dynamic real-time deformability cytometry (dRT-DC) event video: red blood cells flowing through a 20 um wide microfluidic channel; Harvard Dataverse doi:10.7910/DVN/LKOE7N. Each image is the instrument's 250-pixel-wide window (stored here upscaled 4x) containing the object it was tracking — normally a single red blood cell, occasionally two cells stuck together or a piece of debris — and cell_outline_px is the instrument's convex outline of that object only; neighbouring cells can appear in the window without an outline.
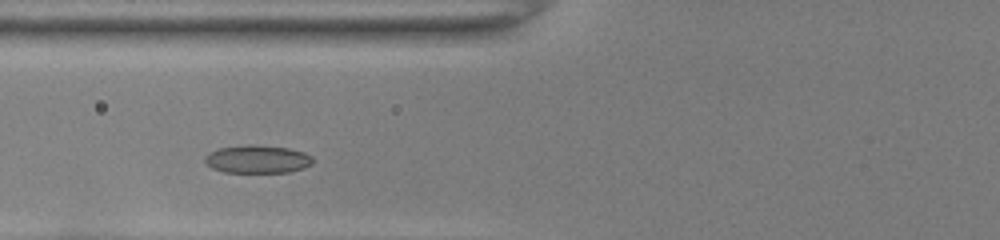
{"species": "common noctule bat (a hibernating species)", "species_latin": "Nyctalus noctula", "temperature_condition": "room temperature", "stored_images_in_passage": 32, "camera_frame_rate_fps": 3000, "um_per_image_px": 0.085, "animal": {"sex": "female", "body_mass_g": 22.0, "forearm_length_mm": 56.7}, "frame": {"image": 1, "passage_image": 7, "time_ms": 2.0, "image_size_px": [1000, 240], "cell_outline_px": [[312, 164], [304, 168], [288, 172], [224, 172], [212, 168], [204, 160], [204, 156], [208, 152], [216, 148], [248, 144], [256, 144], [288, 148], [304, 152], [312, 156]], "centroid_in_image_um": [21.86, 13.51], "position_along_channel_um": 103.9, "area_um2": 17.8}}
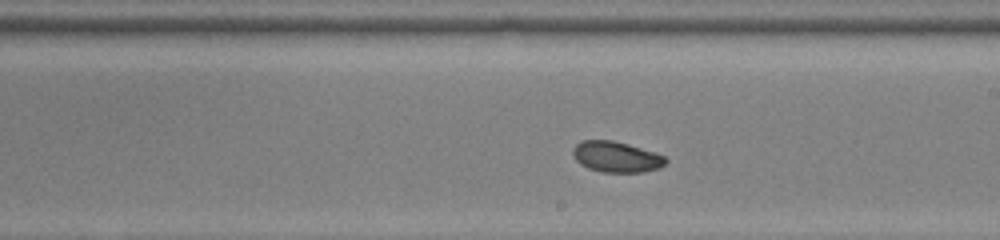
{"frame": {"image": 2, "passage_image": 17, "time_ms": 5.333, "image_size_px": [1000, 240], "cell_outline_px": [[668, 160], [660, 168], [644, 172], [600, 172], [588, 168], [580, 164], [576, 160], [572, 152], [572, 148], [580, 140], [612, 140], [628, 144], [656, 152], [664, 156]], "centroid_in_image_um": [52.38, 13.33], "position_along_channel_um": 236.6, "area_um2": 16.82}}
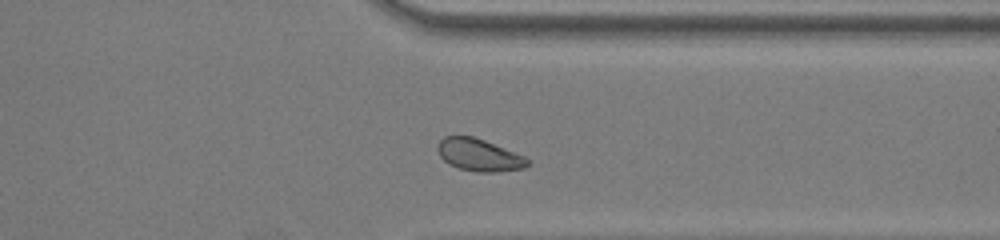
{"frame": {"image": 3, "passage_image": 27, "time_ms": 8.667, "image_size_px": [1000, 240], "cell_outline_px": [[532, 164], [524, 168], [496, 172], [476, 172], [460, 168], [448, 164], [440, 156], [436, 148], [440, 140], [444, 136], [472, 136], [484, 140], [524, 156], [532, 160]], "centroid_in_image_um": [40.74, 13.18], "position_along_channel_um": 370.7, "area_um2": 16.99}, "authors_computed_cell_mechanics": {"area_um2": 16.9354, "velocity_mm_per_s": 3.991, "shape_relaxation_time_tau1_ms": 2.6968, "shape_relaxation_time_tau2_ms": null, "deformation_change_tau1": 0.113, "deformation_change_tau2": null}}